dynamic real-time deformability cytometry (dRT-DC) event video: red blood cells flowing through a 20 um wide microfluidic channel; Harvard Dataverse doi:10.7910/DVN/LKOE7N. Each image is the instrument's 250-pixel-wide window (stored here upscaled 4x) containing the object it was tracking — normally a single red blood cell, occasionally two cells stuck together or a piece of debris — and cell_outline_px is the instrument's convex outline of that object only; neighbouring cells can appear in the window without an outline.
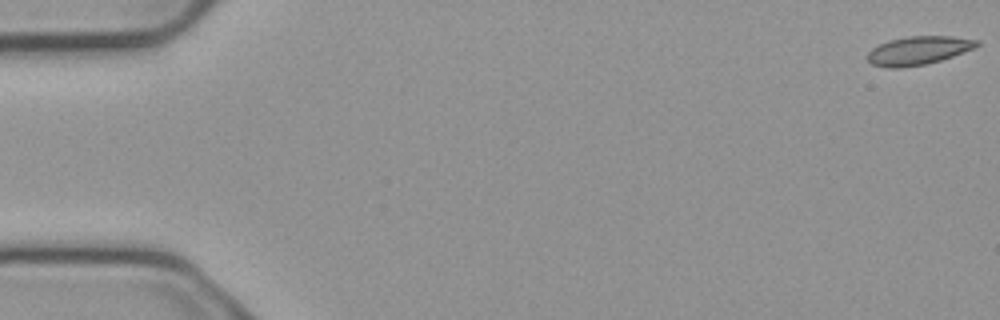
{"species": "common noctule bat (a hibernating species)", "species_latin": "Nyctalus noctula", "temperature_condition": "cold", "stored_images_in_passage": 9, "camera_frame_rate_fps": 3000, "um_per_image_px": 0.085, "animal": {"sex": "male", "body_mass_g": 23.1, "forearm_length_mm": 52.7}, "frame": {"image": 1, "passage_image": 1, "time_ms": 0.0, "image_size_px": [1000, 320], "cell_outline_px": [[980, 44], [972, 48], [952, 56], [940, 60], [924, 64], [900, 68], [888, 68], [872, 64], [864, 56], [872, 48], [888, 40], [908, 36], [952, 36], [980, 40]], "centroid_in_image_um": [78.01, 4.29], "position_along_channel_um": 7.0, "area_um2": 18.09}}
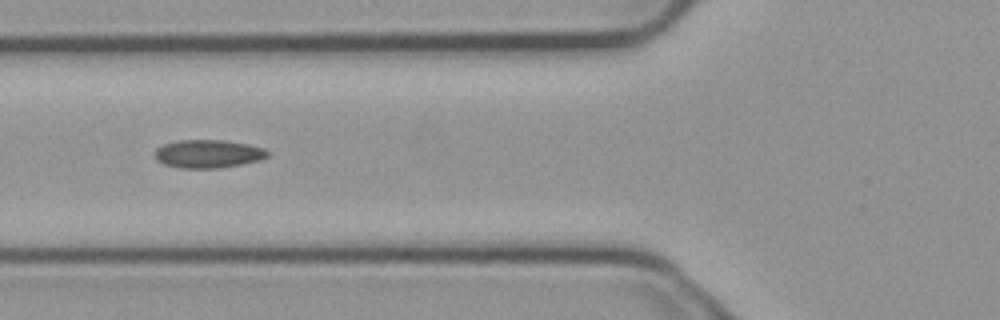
{"frame": {"image": 2, "passage_image": 7, "time_ms": 2.0, "image_size_px": [1000, 320], "cell_outline_px": [[268, 156], [260, 160], [220, 168], [180, 168], [164, 164], [156, 160], [156, 148], [164, 144], [180, 140], [220, 140], [244, 144], [264, 148], [268, 152]], "centroid_in_image_um": [17.67, 13.08], "position_along_channel_um": 108.1, "area_um2": 18.26}}
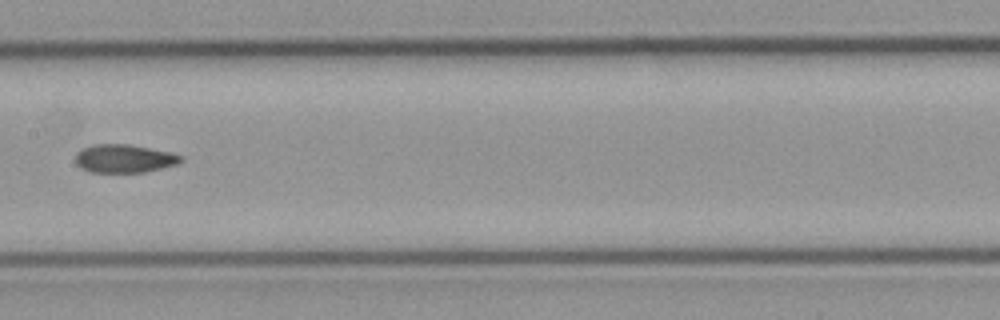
{"frame": {"image": 3, "passage_image": 9, "time_ms": 2.667, "image_size_px": [1000, 320], "cell_outline_px": [[184, 160], [176, 164], [144, 172], [88, 172], [80, 168], [76, 164], [76, 152], [80, 148], [92, 144], [128, 144], [168, 152], [184, 156]], "centroid_in_image_um": [10.5, 13.47], "position_along_channel_um": 196.9, "area_um2": 17.4}}